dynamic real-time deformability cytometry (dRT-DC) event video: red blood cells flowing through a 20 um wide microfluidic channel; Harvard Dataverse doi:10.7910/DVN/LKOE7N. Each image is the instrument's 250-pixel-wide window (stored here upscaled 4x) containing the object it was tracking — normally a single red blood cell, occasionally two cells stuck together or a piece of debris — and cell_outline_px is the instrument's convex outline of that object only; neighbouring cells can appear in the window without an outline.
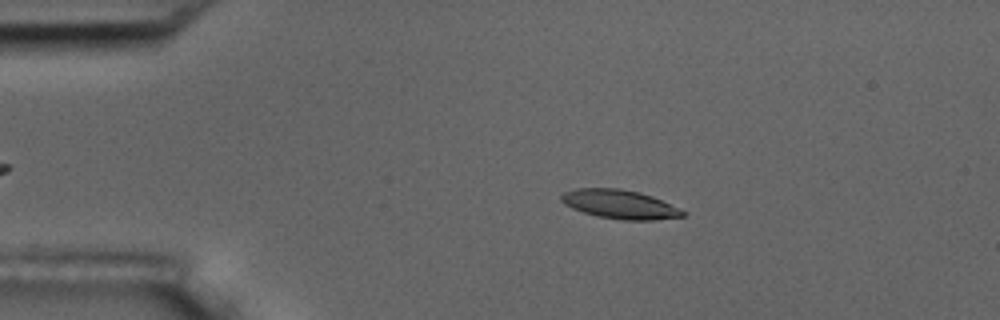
{"species": "common noctule bat (a hibernating species)", "species_latin": "Nyctalus noctula", "temperature_condition": "room temperature", "stored_images_in_passage": 4, "camera_frame_rate_fps": 3000, "um_per_image_px": 0.085, "animal": {"sex": "male", "body_mass_g": 17.5, "forearm_length_mm": 52.3}, "frame": {"image": 1, "passage_image": 3, "time_ms": 0.667, "image_size_px": [1000, 320], "cell_outline_px": [[688, 212], [684, 216], [652, 220], [624, 220], [596, 216], [572, 208], [564, 204], [560, 200], [560, 196], [564, 192], [576, 188], [620, 188], [640, 192], [652, 196]], "centroid_in_image_um": [52.68, 17.36], "position_along_channel_um": 32.3, "area_um2": 20.52}}